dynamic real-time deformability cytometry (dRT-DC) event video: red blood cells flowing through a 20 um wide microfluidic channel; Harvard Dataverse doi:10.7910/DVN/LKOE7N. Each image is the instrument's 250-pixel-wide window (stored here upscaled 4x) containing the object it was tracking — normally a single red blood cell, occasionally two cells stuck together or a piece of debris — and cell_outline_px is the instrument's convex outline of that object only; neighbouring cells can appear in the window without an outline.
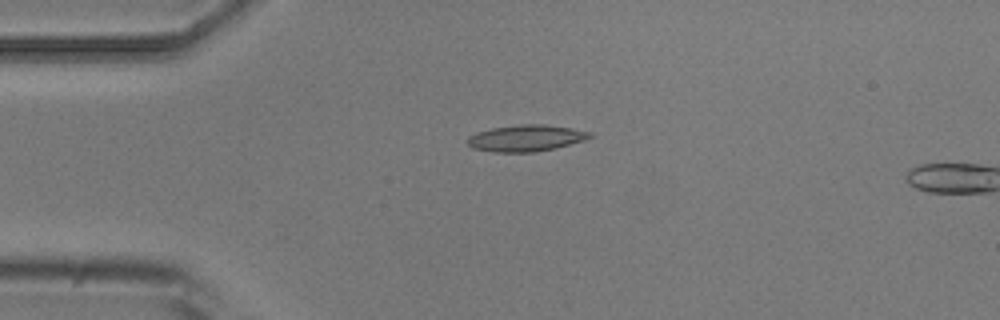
{"species": "common noctule bat (a hibernating species)", "species_latin": "Nyctalus noctula", "temperature_condition": "room temperature", "stored_images_in_passage": 3, "camera_frame_rate_fps": 3000, "um_per_image_px": 0.085, "animal": {"sex": "male", "body_mass_g": 20.5, "forearm_length_mm": 52.5}, "frame": {"image": 1, "passage_image": 2, "time_ms": 1.0, "image_size_px": [1000, 320], "cell_outline_px": [[592, 136], [584, 140], [552, 148], [532, 152], [496, 152], [472, 148], [468, 144], [468, 136], [476, 132], [492, 128], [520, 124], [544, 124], [572, 128], [592, 132]], "centroid_in_image_um": [44.68, 11.73], "position_along_channel_um": 40.3, "area_um2": 18.67}}